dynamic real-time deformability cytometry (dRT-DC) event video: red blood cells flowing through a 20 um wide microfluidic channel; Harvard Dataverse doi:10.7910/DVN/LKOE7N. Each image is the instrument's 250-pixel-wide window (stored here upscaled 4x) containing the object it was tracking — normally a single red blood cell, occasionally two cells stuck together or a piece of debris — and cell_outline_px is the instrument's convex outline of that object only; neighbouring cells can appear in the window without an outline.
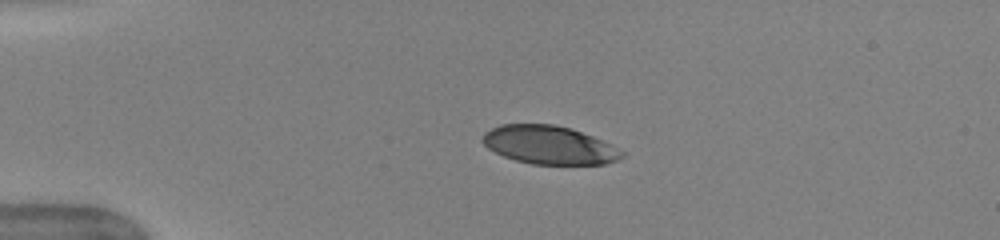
{"species": "human", "species_latin": "Homo sapiens", "temperature_condition": "warm", "stored_images_in_passage": 40, "camera_frame_rate_fps": 3000, "um_per_image_px": 0.085, "donor": {"sex": "female"}, "frame": {"image": 1, "passage_image": 1, "time_ms": 0.0, "image_size_px": [1000, 240], "cell_outline_px": [[624, 156], [616, 160], [604, 164], [532, 164], [516, 160], [504, 156], [488, 148], [480, 140], [484, 132], [500, 124], [552, 124], [572, 128], [592, 136], [624, 152]], "centroid_in_image_um": [46.64, 12.32], "position_along_channel_um": 38.4, "area_um2": 30.92}}
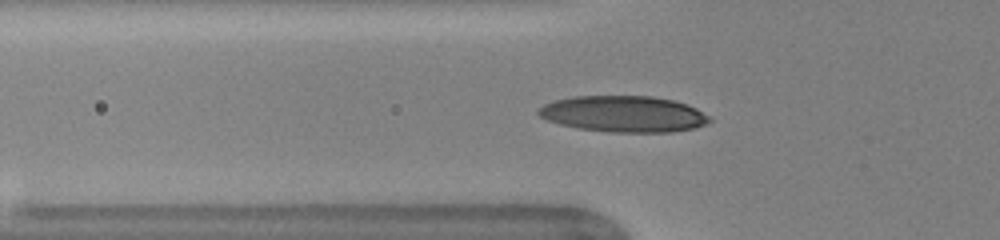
{"frame": {"image": 2, "passage_image": 7, "time_ms": 2.0, "image_size_px": [1000, 240], "cell_outline_px": [[712, 120], [696, 128], [672, 132], [612, 132], [580, 128], [560, 124], [548, 120], [540, 116], [536, 112], [544, 104], [556, 100], [576, 96], [652, 96], [672, 100], [696, 108], [708, 116]], "centroid_in_image_um": [53.02, 9.69], "position_along_channel_um": 72.8, "area_um2": 35.78}}
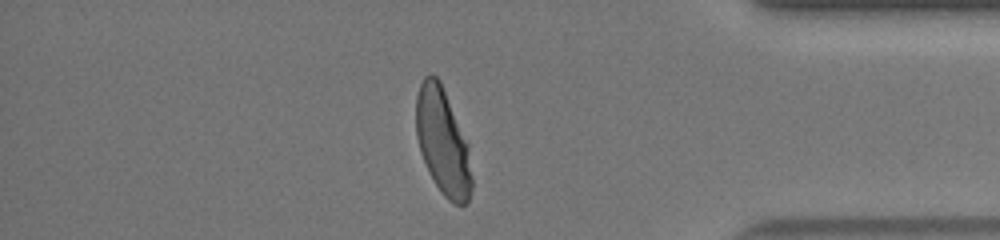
{"frame": {"image": 3, "passage_image": 33, "time_ms": 10.667, "image_size_px": [1000, 240], "cell_outline_px": [[472, 188], [468, 200], [464, 204], [456, 204], [448, 200], [444, 196], [428, 172], [420, 152], [416, 136], [416, 96], [420, 84], [424, 76], [432, 72], [440, 80], [468, 144], [472, 176]], "centroid_in_image_um": [37.62, 12.03], "position_along_channel_um": 397.6, "area_um2": 34.56}, "authors_computed_cell_mechanics": {"area_um2": 34.9112, "velocity_mm_per_s": 3.989, "shape_relaxation_time_tau1_ms": 3.0846, "shape_relaxation_time_tau2_ms": null, "deformation_change_tau1": 0.1708, "deformation_change_tau2": null}}